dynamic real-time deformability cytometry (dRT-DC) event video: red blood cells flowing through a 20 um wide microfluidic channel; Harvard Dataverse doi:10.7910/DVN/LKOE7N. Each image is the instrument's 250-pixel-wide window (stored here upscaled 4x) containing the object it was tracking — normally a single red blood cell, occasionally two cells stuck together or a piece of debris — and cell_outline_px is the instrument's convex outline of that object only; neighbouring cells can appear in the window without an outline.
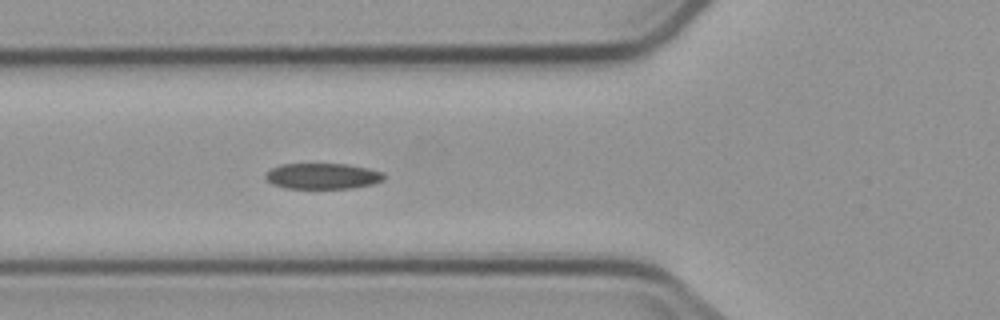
{"species": "common noctule bat (a hibernating species)", "species_latin": "Nyctalus noctula", "temperature_condition": "cold", "stored_images_in_passage": 6, "camera_frame_rate_fps": 3000, "um_per_image_px": 0.085, "animal": {"sex": "male", "body_mass_g": 23.1, "forearm_length_mm": 52.7}, "frame": {"image": 1, "passage_image": 6, "time_ms": 6.0, "image_size_px": [1000, 320], "cell_outline_px": [[384, 180], [372, 184], [352, 188], [284, 188], [272, 184], [264, 176], [272, 168], [280, 164], [348, 164], [368, 168], [384, 172]], "centroid_in_image_um": [27.44, 14.96], "position_along_channel_um": 98.4, "area_um2": 17.8}}